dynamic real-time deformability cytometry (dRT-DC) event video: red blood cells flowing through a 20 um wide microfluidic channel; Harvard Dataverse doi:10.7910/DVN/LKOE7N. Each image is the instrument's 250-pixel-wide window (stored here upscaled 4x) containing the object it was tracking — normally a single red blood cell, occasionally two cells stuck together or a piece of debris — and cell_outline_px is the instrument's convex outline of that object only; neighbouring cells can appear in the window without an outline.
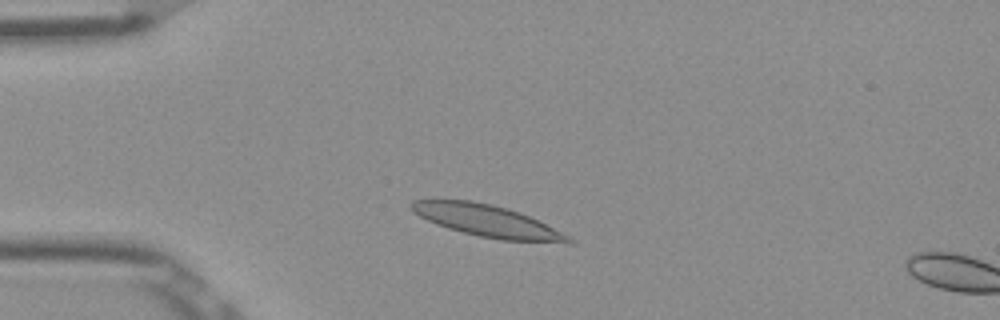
{"species": "Egyptian fruit bat (a non-hibernating species)", "species_latin": "Rousettus aegyptiacus", "temperature_condition": "room temperature", "stored_images_in_passage": 8, "camera_frame_rate_fps": 3000, "um_per_image_px": 0.085, "frame": {"image": 1, "passage_image": 6, "time_ms": 1.667, "image_size_px": [1000, 320], "cell_outline_px": [[576, 240], [572, 244], [500, 240], [480, 236], [448, 228], [436, 224], [420, 216], [408, 204], [412, 200], [468, 200], [492, 204], [520, 212]], "centroid_in_image_um": [41.45, 18.79], "position_along_channel_um": 43.5, "area_um2": 28.84}}